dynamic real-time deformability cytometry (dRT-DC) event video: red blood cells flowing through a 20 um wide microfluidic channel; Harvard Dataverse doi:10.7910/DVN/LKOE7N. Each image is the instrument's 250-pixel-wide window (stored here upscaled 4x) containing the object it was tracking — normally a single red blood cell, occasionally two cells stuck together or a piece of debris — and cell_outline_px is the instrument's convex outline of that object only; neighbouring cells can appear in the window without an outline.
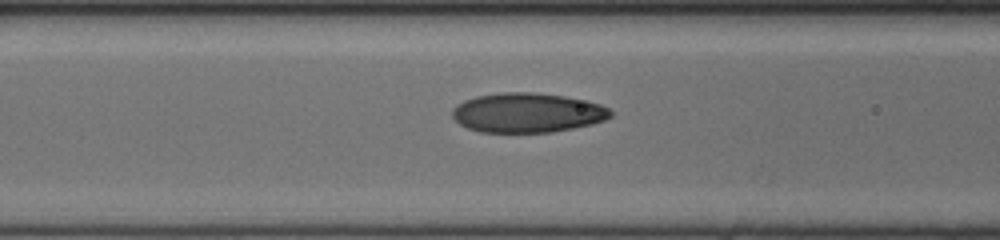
{"species": "human", "species_latin": "Homo sapiens", "temperature_condition": "cold", "stored_images_in_passage": 36, "camera_frame_rate_fps": 3000, "um_per_image_px": 0.085, "donor": {"sex": "female"}, "frame": {"image": 1, "passage_image": 13, "time_ms": 4.0, "image_size_px": [1000, 240], "cell_outline_px": [[612, 116], [604, 120], [592, 124], [552, 132], [480, 132], [468, 128], [460, 124], [452, 116], [452, 108], [456, 104], [464, 100], [476, 96], [504, 92], [532, 92], [564, 96], [588, 100], [600, 104], [608, 108], [612, 112]], "centroid_in_image_um": [44.82, 9.57], "position_along_channel_um": 121.8, "area_um2": 36.59}}
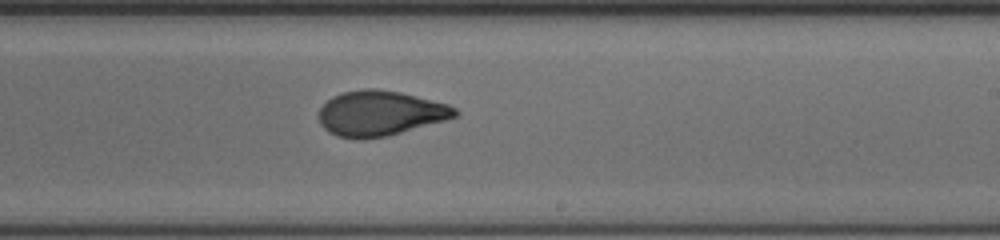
{"frame": {"image": 2, "passage_image": 24, "time_ms": 7.667, "image_size_px": [1000, 240], "cell_outline_px": [[460, 116], [388, 136], [364, 140], [356, 140], [336, 136], [328, 132], [320, 124], [320, 108], [332, 96], [344, 92], [360, 88], [376, 88], [400, 92], [448, 104], [456, 108], [460, 112]], "centroid_in_image_um": [32.32, 9.64], "position_along_channel_um": 256.7, "area_um2": 36.18}}
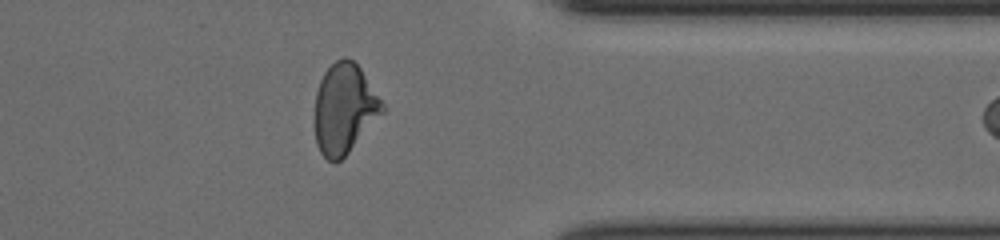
{"frame": {"image": 3, "passage_image": 35, "time_ms": 11.333, "image_size_px": [1000, 240], "cell_outline_px": [[384, 112], [348, 152], [340, 160], [328, 160], [320, 152], [316, 144], [312, 120], [316, 92], [320, 80], [324, 72], [336, 60], [344, 56], [352, 60], [360, 68], [384, 104]], "centroid_in_image_um": [29.22, 9.24], "position_along_channel_um": 382.2, "area_um2": 35.55}}